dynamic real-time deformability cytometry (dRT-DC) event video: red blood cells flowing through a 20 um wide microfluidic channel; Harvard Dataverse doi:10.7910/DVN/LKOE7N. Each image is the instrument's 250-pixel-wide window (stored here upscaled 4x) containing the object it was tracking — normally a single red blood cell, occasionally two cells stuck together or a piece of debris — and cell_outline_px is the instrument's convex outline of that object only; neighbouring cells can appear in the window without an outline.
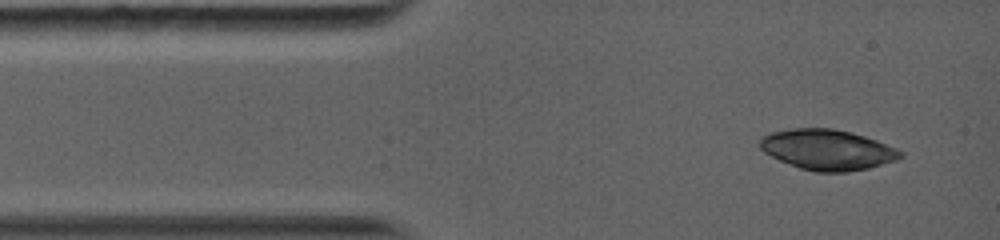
{"species": "common noctule bat (a hibernating species)", "species_latin": "Nyctalus noctula", "temperature_condition": "warm", "stored_images_in_passage": 2, "camera_frame_rate_fps": 5000, "um_per_image_px": 0.085, "animal": {"sex": "female", "body_mass_g": 19.0, "forearm_length_mm": 56.7}, "frame": {"image": 1, "passage_image": 1, "time_ms": 0.0, "image_size_px": [1000, 240], "cell_outline_px": [[904, 156], [896, 160], [868, 168], [848, 172], [816, 172], [800, 168], [780, 160], [764, 152], [760, 148], [760, 140], [764, 136], [772, 132], [792, 128], [832, 128], [852, 132], [876, 140], [896, 148], [904, 152]], "centroid_in_image_um": [70.36, 12.72], "position_along_channel_um": 14.6, "area_um2": 33.0}}